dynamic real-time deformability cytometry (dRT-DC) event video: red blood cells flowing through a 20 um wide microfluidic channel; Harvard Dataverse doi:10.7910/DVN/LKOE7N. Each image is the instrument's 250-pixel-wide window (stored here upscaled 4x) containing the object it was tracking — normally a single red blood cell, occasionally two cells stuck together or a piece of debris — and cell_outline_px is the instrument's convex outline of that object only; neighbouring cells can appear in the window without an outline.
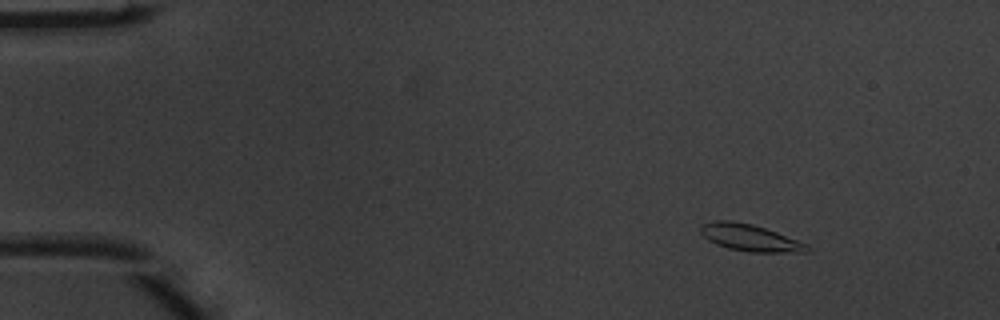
{"species": "common noctule bat (a hibernating species)", "species_latin": "Nyctalus noctula", "temperature_condition": "warm", "stored_images_in_passage": 7, "camera_frame_rate_fps": 3000, "um_per_image_px": 0.085, "animal": {"sex": "male", "body_mass_g": 20.1, "forearm_length_mm": 53.5}, "frame": {"image": 1, "passage_image": 2, "time_ms": 0.333, "image_size_px": [1000, 320], "cell_outline_px": [[808, 252], [748, 252], [728, 248], [716, 244], [708, 240], [700, 232], [700, 224], [716, 220], [732, 220], [752, 224], [776, 232], [796, 240], [804, 244], [808, 248]], "centroid_in_image_um": [63.66, 20.19], "position_along_channel_um": 21.3, "area_um2": 16.42}}
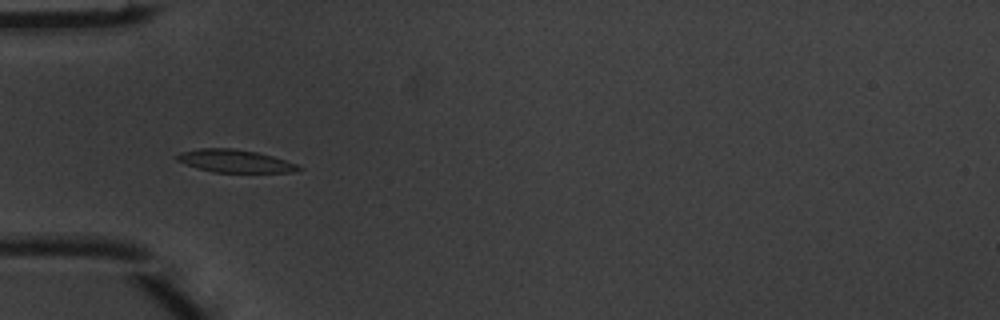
{"frame": {"image": 2, "passage_image": 5, "time_ms": 1.333, "image_size_px": [1000, 320], "cell_outline_px": [[304, 168], [292, 172], [212, 172], [196, 168], [176, 160], [176, 156], [180, 152], [200, 148], [232, 148], [256, 152], [272, 156], [296, 164]], "centroid_in_image_um": [19.93, 13.69], "position_along_channel_um": 65.1, "area_um2": 16.01}}
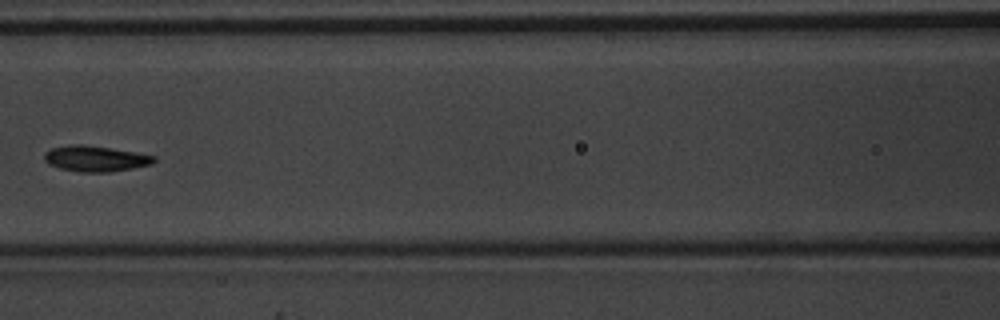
{"frame": {"image": 3, "passage_image": 7, "time_ms": 2.0, "image_size_px": [1000, 320], "cell_outline_px": [[156, 160], [152, 164], [132, 168], [108, 172], [80, 172], [60, 168], [48, 164], [44, 160], [44, 152], [52, 148], [68, 144], [84, 144], [112, 148], [136, 152], [156, 156]], "centroid_in_image_um": [8.1, 13.47], "position_along_channel_um": 158.5, "area_um2": 16.59}}